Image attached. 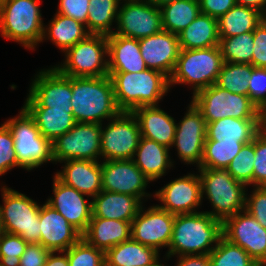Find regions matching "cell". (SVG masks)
Segmentation results:
<instances>
[{
	"mask_svg": "<svg viewBox=\"0 0 266 266\" xmlns=\"http://www.w3.org/2000/svg\"><path fill=\"white\" fill-rule=\"evenodd\" d=\"M223 237V222L201 211L175 215L165 258L174 255H209Z\"/></svg>",
	"mask_w": 266,
	"mask_h": 266,
	"instance_id": "cell-1",
	"label": "cell"
},
{
	"mask_svg": "<svg viewBox=\"0 0 266 266\" xmlns=\"http://www.w3.org/2000/svg\"><path fill=\"white\" fill-rule=\"evenodd\" d=\"M72 114L77 123L104 124L116 117L118 109L109 75L72 77Z\"/></svg>",
	"mask_w": 266,
	"mask_h": 266,
	"instance_id": "cell-2",
	"label": "cell"
},
{
	"mask_svg": "<svg viewBox=\"0 0 266 266\" xmlns=\"http://www.w3.org/2000/svg\"><path fill=\"white\" fill-rule=\"evenodd\" d=\"M118 109L133 112L141 106H157L170 91L169 78L156 70L141 72H108Z\"/></svg>",
	"mask_w": 266,
	"mask_h": 266,
	"instance_id": "cell-3",
	"label": "cell"
},
{
	"mask_svg": "<svg viewBox=\"0 0 266 266\" xmlns=\"http://www.w3.org/2000/svg\"><path fill=\"white\" fill-rule=\"evenodd\" d=\"M40 0H4L0 6V34L27 49L42 42L44 23Z\"/></svg>",
	"mask_w": 266,
	"mask_h": 266,
	"instance_id": "cell-4",
	"label": "cell"
},
{
	"mask_svg": "<svg viewBox=\"0 0 266 266\" xmlns=\"http://www.w3.org/2000/svg\"><path fill=\"white\" fill-rule=\"evenodd\" d=\"M202 198H207L212 211H204L224 222L245 210L247 186L235 180L226 169L198 168ZM204 196V197H203Z\"/></svg>",
	"mask_w": 266,
	"mask_h": 266,
	"instance_id": "cell-5",
	"label": "cell"
},
{
	"mask_svg": "<svg viewBox=\"0 0 266 266\" xmlns=\"http://www.w3.org/2000/svg\"><path fill=\"white\" fill-rule=\"evenodd\" d=\"M223 63L219 46L181 49L173 73L169 77L170 89L175 84H189L194 95L216 83Z\"/></svg>",
	"mask_w": 266,
	"mask_h": 266,
	"instance_id": "cell-6",
	"label": "cell"
},
{
	"mask_svg": "<svg viewBox=\"0 0 266 266\" xmlns=\"http://www.w3.org/2000/svg\"><path fill=\"white\" fill-rule=\"evenodd\" d=\"M0 205L3 232L17 234L28 244H41L40 204L24 193L1 186Z\"/></svg>",
	"mask_w": 266,
	"mask_h": 266,
	"instance_id": "cell-7",
	"label": "cell"
},
{
	"mask_svg": "<svg viewBox=\"0 0 266 266\" xmlns=\"http://www.w3.org/2000/svg\"><path fill=\"white\" fill-rule=\"evenodd\" d=\"M14 137V149L18 164L26 171L53 162L52 143L40 134L29 114L21 108L16 117L4 122Z\"/></svg>",
	"mask_w": 266,
	"mask_h": 266,
	"instance_id": "cell-8",
	"label": "cell"
},
{
	"mask_svg": "<svg viewBox=\"0 0 266 266\" xmlns=\"http://www.w3.org/2000/svg\"><path fill=\"white\" fill-rule=\"evenodd\" d=\"M201 112L206 123L231 117L259 119V109L248 96L231 93L216 84L198 91L191 101Z\"/></svg>",
	"mask_w": 266,
	"mask_h": 266,
	"instance_id": "cell-9",
	"label": "cell"
},
{
	"mask_svg": "<svg viewBox=\"0 0 266 266\" xmlns=\"http://www.w3.org/2000/svg\"><path fill=\"white\" fill-rule=\"evenodd\" d=\"M63 64L54 66L70 77H102L108 75L107 36L89 34L65 52ZM107 58V59H106Z\"/></svg>",
	"mask_w": 266,
	"mask_h": 266,
	"instance_id": "cell-10",
	"label": "cell"
},
{
	"mask_svg": "<svg viewBox=\"0 0 266 266\" xmlns=\"http://www.w3.org/2000/svg\"><path fill=\"white\" fill-rule=\"evenodd\" d=\"M101 124L76 123L68 132L52 142L55 164L67 160L101 159Z\"/></svg>",
	"mask_w": 266,
	"mask_h": 266,
	"instance_id": "cell-11",
	"label": "cell"
},
{
	"mask_svg": "<svg viewBox=\"0 0 266 266\" xmlns=\"http://www.w3.org/2000/svg\"><path fill=\"white\" fill-rule=\"evenodd\" d=\"M141 138L140 126L133 112H120L101 124V157L106 160L132 159Z\"/></svg>",
	"mask_w": 266,
	"mask_h": 266,
	"instance_id": "cell-12",
	"label": "cell"
},
{
	"mask_svg": "<svg viewBox=\"0 0 266 266\" xmlns=\"http://www.w3.org/2000/svg\"><path fill=\"white\" fill-rule=\"evenodd\" d=\"M23 107L72 109V77L61 74L54 66L35 74Z\"/></svg>",
	"mask_w": 266,
	"mask_h": 266,
	"instance_id": "cell-13",
	"label": "cell"
},
{
	"mask_svg": "<svg viewBox=\"0 0 266 266\" xmlns=\"http://www.w3.org/2000/svg\"><path fill=\"white\" fill-rule=\"evenodd\" d=\"M116 25L113 34L123 37L141 39L154 35L163 30L160 7L147 0L120 1Z\"/></svg>",
	"mask_w": 266,
	"mask_h": 266,
	"instance_id": "cell-14",
	"label": "cell"
},
{
	"mask_svg": "<svg viewBox=\"0 0 266 266\" xmlns=\"http://www.w3.org/2000/svg\"><path fill=\"white\" fill-rule=\"evenodd\" d=\"M223 237L243 248L259 266H266V229L246 210L223 222Z\"/></svg>",
	"mask_w": 266,
	"mask_h": 266,
	"instance_id": "cell-15",
	"label": "cell"
},
{
	"mask_svg": "<svg viewBox=\"0 0 266 266\" xmlns=\"http://www.w3.org/2000/svg\"><path fill=\"white\" fill-rule=\"evenodd\" d=\"M141 206L131 222V238L143 245L155 248H169L175 215L161 209L158 205L144 209Z\"/></svg>",
	"mask_w": 266,
	"mask_h": 266,
	"instance_id": "cell-16",
	"label": "cell"
},
{
	"mask_svg": "<svg viewBox=\"0 0 266 266\" xmlns=\"http://www.w3.org/2000/svg\"><path fill=\"white\" fill-rule=\"evenodd\" d=\"M182 120L176 123L174 143L178 157L183 163L200 167L206 140L207 123L201 112L190 102Z\"/></svg>",
	"mask_w": 266,
	"mask_h": 266,
	"instance_id": "cell-17",
	"label": "cell"
},
{
	"mask_svg": "<svg viewBox=\"0 0 266 266\" xmlns=\"http://www.w3.org/2000/svg\"><path fill=\"white\" fill-rule=\"evenodd\" d=\"M102 190L138 197L141 201L151 195L146 193L150 181L132 159L101 162Z\"/></svg>",
	"mask_w": 266,
	"mask_h": 266,
	"instance_id": "cell-18",
	"label": "cell"
},
{
	"mask_svg": "<svg viewBox=\"0 0 266 266\" xmlns=\"http://www.w3.org/2000/svg\"><path fill=\"white\" fill-rule=\"evenodd\" d=\"M153 196L162 202L158 206L171 214L200 212L196 210L203 202L199 174L189 173L179 177L156 191Z\"/></svg>",
	"mask_w": 266,
	"mask_h": 266,
	"instance_id": "cell-19",
	"label": "cell"
},
{
	"mask_svg": "<svg viewBox=\"0 0 266 266\" xmlns=\"http://www.w3.org/2000/svg\"><path fill=\"white\" fill-rule=\"evenodd\" d=\"M75 188L65 185L55 175L53 177V197L47 203L62 214L66 220L83 235L92 218V200Z\"/></svg>",
	"mask_w": 266,
	"mask_h": 266,
	"instance_id": "cell-20",
	"label": "cell"
},
{
	"mask_svg": "<svg viewBox=\"0 0 266 266\" xmlns=\"http://www.w3.org/2000/svg\"><path fill=\"white\" fill-rule=\"evenodd\" d=\"M139 46L147 68L161 72L169 78L181 51L178 35L162 30L139 39Z\"/></svg>",
	"mask_w": 266,
	"mask_h": 266,
	"instance_id": "cell-21",
	"label": "cell"
},
{
	"mask_svg": "<svg viewBox=\"0 0 266 266\" xmlns=\"http://www.w3.org/2000/svg\"><path fill=\"white\" fill-rule=\"evenodd\" d=\"M41 245L50 252L66 251L82 235L56 209L45 202L39 211Z\"/></svg>",
	"mask_w": 266,
	"mask_h": 266,
	"instance_id": "cell-22",
	"label": "cell"
},
{
	"mask_svg": "<svg viewBox=\"0 0 266 266\" xmlns=\"http://www.w3.org/2000/svg\"><path fill=\"white\" fill-rule=\"evenodd\" d=\"M63 170L55 176L65 185L75 188L90 198L102 191V169L99 161L67 160Z\"/></svg>",
	"mask_w": 266,
	"mask_h": 266,
	"instance_id": "cell-23",
	"label": "cell"
},
{
	"mask_svg": "<svg viewBox=\"0 0 266 266\" xmlns=\"http://www.w3.org/2000/svg\"><path fill=\"white\" fill-rule=\"evenodd\" d=\"M158 106H141L133 114L139 122L141 137L170 149L174 143L176 120Z\"/></svg>",
	"mask_w": 266,
	"mask_h": 266,
	"instance_id": "cell-24",
	"label": "cell"
},
{
	"mask_svg": "<svg viewBox=\"0 0 266 266\" xmlns=\"http://www.w3.org/2000/svg\"><path fill=\"white\" fill-rule=\"evenodd\" d=\"M108 72H141L147 65L141 56L139 39L117 34L107 36Z\"/></svg>",
	"mask_w": 266,
	"mask_h": 266,
	"instance_id": "cell-25",
	"label": "cell"
},
{
	"mask_svg": "<svg viewBox=\"0 0 266 266\" xmlns=\"http://www.w3.org/2000/svg\"><path fill=\"white\" fill-rule=\"evenodd\" d=\"M92 199V217L128 222H132L143 204L138 197L104 190Z\"/></svg>",
	"mask_w": 266,
	"mask_h": 266,
	"instance_id": "cell-26",
	"label": "cell"
},
{
	"mask_svg": "<svg viewBox=\"0 0 266 266\" xmlns=\"http://www.w3.org/2000/svg\"><path fill=\"white\" fill-rule=\"evenodd\" d=\"M82 238L106 253L112 247L131 238V222L92 217Z\"/></svg>",
	"mask_w": 266,
	"mask_h": 266,
	"instance_id": "cell-27",
	"label": "cell"
},
{
	"mask_svg": "<svg viewBox=\"0 0 266 266\" xmlns=\"http://www.w3.org/2000/svg\"><path fill=\"white\" fill-rule=\"evenodd\" d=\"M169 151L156 141L141 137L132 160L150 181H156L174 165Z\"/></svg>",
	"mask_w": 266,
	"mask_h": 266,
	"instance_id": "cell-28",
	"label": "cell"
},
{
	"mask_svg": "<svg viewBox=\"0 0 266 266\" xmlns=\"http://www.w3.org/2000/svg\"><path fill=\"white\" fill-rule=\"evenodd\" d=\"M259 119L226 117L207 123L206 140L228 143H249L261 131Z\"/></svg>",
	"mask_w": 266,
	"mask_h": 266,
	"instance_id": "cell-29",
	"label": "cell"
},
{
	"mask_svg": "<svg viewBox=\"0 0 266 266\" xmlns=\"http://www.w3.org/2000/svg\"><path fill=\"white\" fill-rule=\"evenodd\" d=\"M34 120L40 134L51 143L68 132L77 122L72 109H53L51 107H22Z\"/></svg>",
	"mask_w": 266,
	"mask_h": 266,
	"instance_id": "cell-30",
	"label": "cell"
},
{
	"mask_svg": "<svg viewBox=\"0 0 266 266\" xmlns=\"http://www.w3.org/2000/svg\"><path fill=\"white\" fill-rule=\"evenodd\" d=\"M181 49H204L219 46L218 19L200 13L179 34Z\"/></svg>",
	"mask_w": 266,
	"mask_h": 266,
	"instance_id": "cell-31",
	"label": "cell"
},
{
	"mask_svg": "<svg viewBox=\"0 0 266 266\" xmlns=\"http://www.w3.org/2000/svg\"><path fill=\"white\" fill-rule=\"evenodd\" d=\"M159 252L132 238L105 253V263L109 266H150L159 259Z\"/></svg>",
	"mask_w": 266,
	"mask_h": 266,
	"instance_id": "cell-32",
	"label": "cell"
},
{
	"mask_svg": "<svg viewBox=\"0 0 266 266\" xmlns=\"http://www.w3.org/2000/svg\"><path fill=\"white\" fill-rule=\"evenodd\" d=\"M51 20L44 25L42 42L51 40L63 53L90 34L84 24L71 17L56 13Z\"/></svg>",
	"mask_w": 266,
	"mask_h": 266,
	"instance_id": "cell-33",
	"label": "cell"
},
{
	"mask_svg": "<svg viewBox=\"0 0 266 266\" xmlns=\"http://www.w3.org/2000/svg\"><path fill=\"white\" fill-rule=\"evenodd\" d=\"M264 18L256 9L236 4L218 19L219 38L253 32Z\"/></svg>",
	"mask_w": 266,
	"mask_h": 266,
	"instance_id": "cell-34",
	"label": "cell"
},
{
	"mask_svg": "<svg viewBox=\"0 0 266 266\" xmlns=\"http://www.w3.org/2000/svg\"><path fill=\"white\" fill-rule=\"evenodd\" d=\"M160 10L163 30L177 35L201 13L199 0H175Z\"/></svg>",
	"mask_w": 266,
	"mask_h": 266,
	"instance_id": "cell-35",
	"label": "cell"
},
{
	"mask_svg": "<svg viewBox=\"0 0 266 266\" xmlns=\"http://www.w3.org/2000/svg\"><path fill=\"white\" fill-rule=\"evenodd\" d=\"M120 0H90L87 30L90 34L112 35V23L117 22Z\"/></svg>",
	"mask_w": 266,
	"mask_h": 266,
	"instance_id": "cell-36",
	"label": "cell"
},
{
	"mask_svg": "<svg viewBox=\"0 0 266 266\" xmlns=\"http://www.w3.org/2000/svg\"><path fill=\"white\" fill-rule=\"evenodd\" d=\"M252 69L251 64L224 62L215 84L231 93L248 96Z\"/></svg>",
	"mask_w": 266,
	"mask_h": 266,
	"instance_id": "cell-37",
	"label": "cell"
},
{
	"mask_svg": "<svg viewBox=\"0 0 266 266\" xmlns=\"http://www.w3.org/2000/svg\"><path fill=\"white\" fill-rule=\"evenodd\" d=\"M243 144L205 140L203 157L199 168L226 169L239 153Z\"/></svg>",
	"mask_w": 266,
	"mask_h": 266,
	"instance_id": "cell-38",
	"label": "cell"
},
{
	"mask_svg": "<svg viewBox=\"0 0 266 266\" xmlns=\"http://www.w3.org/2000/svg\"><path fill=\"white\" fill-rule=\"evenodd\" d=\"M219 39V48L224 62L252 65L253 32Z\"/></svg>",
	"mask_w": 266,
	"mask_h": 266,
	"instance_id": "cell-39",
	"label": "cell"
},
{
	"mask_svg": "<svg viewBox=\"0 0 266 266\" xmlns=\"http://www.w3.org/2000/svg\"><path fill=\"white\" fill-rule=\"evenodd\" d=\"M211 266H259L240 246L222 237L209 254Z\"/></svg>",
	"mask_w": 266,
	"mask_h": 266,
	"instance_id": "cell-40",
	"label": "cell"
},
{
	"mask_svg": "<svg viewBox=\"0 0 266 266\" xmlns=\"http://www.w3.org/2000/svg\"><path fill=\"white\" fill-rule=\"evenodd\" d=\"M255 162V138L243 144L239 153L233 158L226 168L228 173L237 181L246 186L253 185V171Z\"/></svg>",
	"mask_w": 266,
	"mask_h": 266,
	"instance_id": "cell-41",
	"label": "cell"
},
{
	"mask_svg": "<svg viewBox=\"0 0 266 266\" xmlns=\"http://www.w3.org/2000/svg\"><path fill=\"white\" fill-rule=\"evenodd\" d=\"M69 266H103L105 253L80 238L67 250Z\"/></svg>",
	"mask_w": 266,
	"mask_h": 266,
	"instance_id": "cell-42",
	"label": "cell"
},
{
	"mask_svg": "<svg viewBox=\"0 0 266 266\" xmlns=\"http://www.w3.org/2000/svg\"><path fill=\"white\" fill-rule=\"evenodd\" d=\"M27 245L21 236L3 232L0 235V266H19Z\"/></svg>",
	"mask_w": 266,
	"mask_h": 266,
	"instance_id": "cell-43",
	"label": "cell"
},
{
	"mask_svg": "<svg viewBox=\"0 0 266 266\" xmlns=\"http://www.w3.org/2000/svg\"><path fill=\"white\" fill-rule=\"evenodd\" d=\"M14 167H21L14 149V137L9 127L3 123L0 126V176Z\"/></svg>",
	"mask_w": 266,
	"mask_h": 266,
	"instance_id": "cell-44",
	"label": "cell"
},
{
	"mask_svg": "<svg viewBox=\"0 0 266 266\" xmlns=\"http://www.w3.org/2000/svg\"><path fill=\"white\" fill-rule=\"evenodd\" d=\"M245 210L266 229V186H254L250 196L246 192Z\"/></svg>",
	"mask_w": 266,
	"mask_h": 266,
	"instance_id": "cell-45",
	"label": "cell"
},
{
	"mask_svg": "<svg viewBox=\"0 0 266 266\" xmlns=\"http://www.w3.org/2000/svg\"><path fill=\"white\" fill-rule=\"evenodd\" d=\"M266 186V130L255 136L253 186Z\"/></svg>",
	"mask_w": 266,
	"mask_h": 266,
	"instance_id": "cell-46",
	"label": "cell"
},
{
	"mask_svg": "<svg viewBox=\"0 0 266 266\" xmlns=\"http://www.w3.org/2000/svg\"><path fill=\"white\" fill-rule=\"evenodd\" d=\"M248 81V97L260 109L266 102V68L253 67Z\"/></svg>",
	"mask_w": 266,
	"mask_h": 266,
	"instance_id": "cell-47",
	"label": "cell"
},
{
	"mask_svg": "<svg viewBox=\"0 0 266 266\" xmlns=\"http://www.w3.org/2000/svg\"><path fill=\"white\" fill-rule=\"evenodd\" d=\"M90 0H59V6L56 13L71 17L87 28V18L89 13Z\"/></svg>",
	"mask_w": 266,
	"mask_h": 266,
	"instance_id": "cell-48",
	"label": "cell"
},
{
	"mask_svg": "<svg viewBox=\"0 0 266 266\" xmlns=\"http://www.w3.org/2000/svg\"><path fill=\"white\" fill-rule=\"evenodd\" d=\"M252 66L266 68V17L253 31Z\"/></svg>",
	"mask_w": 266,
	"mask_h": 266,
	"instance_id": "cell-49",
	"label": "cell"
},
{
	"mask_svg": "<svg viewBox=\"0 0 266 266\" xmlns=\"http://www.w3.org/2000/svg\"><path fill=\"white\" fill-rule=\"evenodd\" d=\"M49 253L40 243L28 244L20 257L19 266H44Z\"/></svg>",
	"mask_w": 266,
	"mask_h": 266,
	"instance_id": "cell-50",
	"label": "cell"
},
{
	"mask_svg": "<svg viewBox=\"0 0 266 266\" xmlns=\"http://www.w3.org/2000/svg\"><path fill=\"white\" fill-rule=\"evenodd\" d=\"M200 12L219 19L236 5L235 0H199Z\"/></svg>",
	"mask_w": 266,
	"mask_h": 266,
	"instance_id": "cell-51",
	"label": "cell"
},
{
	"mask_svg": "<svg viewBox=\"0 0 266 266\" xmlns=\"http://www.w3.org/2000/svg\"><path fill=\"white\" fill-rule=\"evenodd\" d=\"M177 265L175 266H211L209 255H181L177 256Z\"/></svg>",
	"mask_w": 266,
	"mask_h": 266,
	"instance_id": "cell-52",
	"label": "cell"
},
{
	"mask_svg": "<svg viewBox=\"0 0 266 266\" xmlns=\"http://www.w3.org/2000/svg\"><path fill=\"white\" fill-rule=\"evenodd\" d=\"M58 253L50 252L49 255L47 256L44 266H69L67 250L59 251Z\"/></svg>",
	"mask_w": 266,
	"mask_h": 266,
	"instance_id": "cell-53",
	"label": "cell"
},
{
	"mask_svg": "<svg viewBox=\"0 0 266 266\" xmlns=\"http://www.w3.org/2000/svg\"><path fill=\"white\" fill-rule=\"evenodd\" d=\"M235 1L237 5L256 9L266 17V0H235Z\"/></svg>",
	"mask_w": 266,
	"mask_h": 266,
	"instance_id": "cell-54",
	"label": "cell"
},
{
	"mask_svg": "<svg viewBox=\"0 0 266 266\" xmlns=\"http://www.w3.org/2000/svg\"><path fill=\"white\" fill-rule=\"evenodd\" d=\"M259 122L261 129L266 130V102L259 109Z\"/></svg>",
	"mask_w": 266,
	"mask_h": 266,
	"instance_id": "cell-55",
	"label": "cell"
},
{
	"mask_svg": "<svg viewBox=\"0 0 266 266\" xmlns=\"http://www.w3.org/2000/svg\"><path fill=\"white\" fill-rule=\"evenodd\" d=\"M148 2L152 3L153 5L157 7H161L164 4H167L169 2H173L175 0H147Z\"/></svg>",
	"mask_w": 266,
	"mask_h": 266,
	"instance_id": "cell-56",
	"label": "cell"
},
{
	"mask_svg": "<svg viewBox=\"0 0 266 266\" xmlns=\"http://www.w3.org/2000/svg\"><path fill=\"white\" fill-rule=\"evenodd\" d=\"M162 261L160 260V258L157 260V261H155L152 265H150V266H168V265H165V264H162L161 263Z\"/></svg>",
	"mask_w": 266,
	"mask_h": 266,
	"instance_id": "cell-57",
	"label": "cell"
},
{
	"mask_svg": "<svg viewBox=\"0 0 266 266\" xmlns=\"http://www.w3.org/2000/svg\"><path fill=\"white\" fill-rule=\"evenodd\" d=\"M3 233V227L1 222V213H0V235Z\"/></svg>",
	"mask_w": 266,
	"mask_h": 266,
	"instance_id": "cell-58",
	"label": "cell"
}]
</instances>
